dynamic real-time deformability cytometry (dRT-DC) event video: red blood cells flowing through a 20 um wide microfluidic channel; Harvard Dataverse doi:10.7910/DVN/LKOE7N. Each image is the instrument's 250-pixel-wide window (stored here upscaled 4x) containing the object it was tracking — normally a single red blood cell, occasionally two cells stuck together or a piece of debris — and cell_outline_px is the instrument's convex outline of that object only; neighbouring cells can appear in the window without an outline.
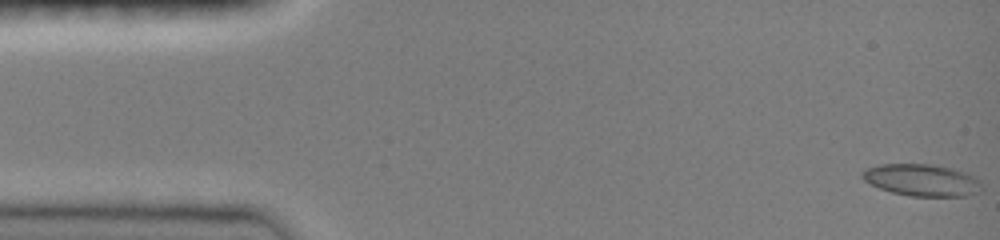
{"species": "common noctule bat (a hibernating species)", "species_latin": "Nyctalus noctula", "temperature_condition": "room temperature", "stored_images_in_passage": 47, "camera_frame_rate_fps": 3000, "um_per_image_px": 0.085, "animal": {"sex": "female", "body_mass_g": 19.0, "forearm_length_mm": 51.5}, "frame": {"image": 1, "passage_image": 1, "time_ms": 0.0, "image_size_px": [1000, 240], "cell_outline_px": [[976, 180], [964, 196], [912, 196], [892, 192], [880, 188], [864, 180], [860, 176], [860, 172], [868, 168], [880, 164], [932, 164], [952, 168]], "centroid_in_image_um": [78.09, 15.27], "position_along_channel_um": 6.9, "area_um2": 20.87}}
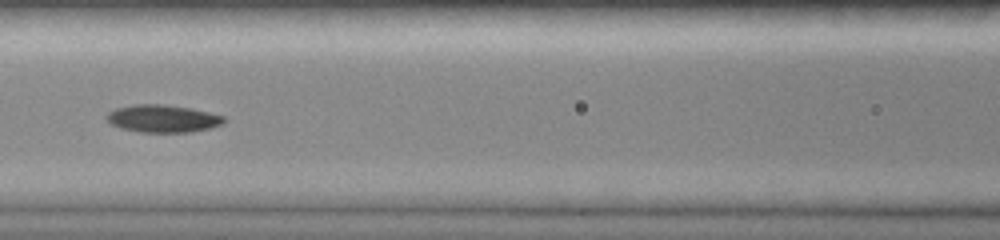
{"frame": {"image": 2, "passage_image": 21, "time_ms": 6.667, "image_size_px": [1000, 240], "cell_outline_px": [[228, 120], [224, 124], [192, 132], [140, 132], [120, 128], [112, 124], [104, 116], [108, 112], [116, 108], [136, 104], [164, 104], [192, 108], [224, 116]], "centroid_in_image_um": [13.86, 10.07], "position_along_channel_um": 152.7, "area_um2": 18.96}}
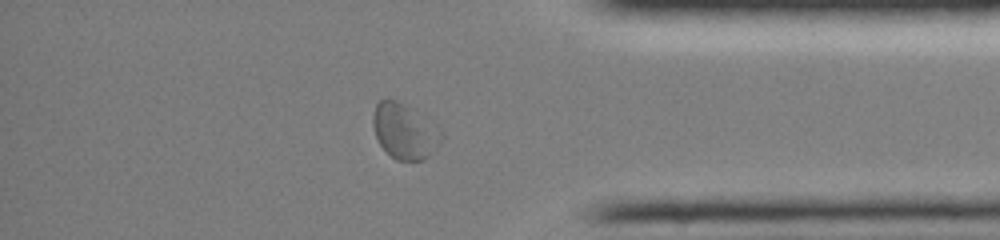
{"frame": {"image": 3, "passage_image": 40, "time_ms": 13.0, "image_size_px": [1000, 240], "cell_outline_px": [[444, 136], [440, 144], [424, 160], [396, 160], [380, 144], [376, 136], [372, 124], [372, 116], [376, 104], [380, 100], [396, 100], [404, 104], [436, 124], [444, 132]], "centroid_in_image_um": [34.42, 11.15], "position_along_channel_um": 400.8, "area_um2": 22.02}}